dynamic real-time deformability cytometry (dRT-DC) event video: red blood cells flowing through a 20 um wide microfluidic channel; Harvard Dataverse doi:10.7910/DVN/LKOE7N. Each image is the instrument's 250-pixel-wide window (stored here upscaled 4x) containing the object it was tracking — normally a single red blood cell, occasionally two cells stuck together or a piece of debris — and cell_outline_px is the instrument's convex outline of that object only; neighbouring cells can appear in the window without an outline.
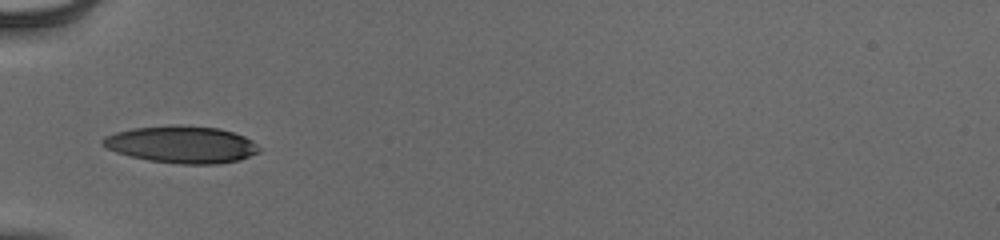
{"species": "human", "species_latin": "Homo sapiens", "temperature_condition": "cold", "stored_images_in_passage": 35, "camera_frame_rate_fps": 3000, "um_per_image_px": 0.085, "donor": {"sex": "male"}, "frame": {"image": 1, "passage_image": 1, "time_ms": 0.0, "image_size_px": [1000, 240], "cell_outline_px": [[264, 148], [260, 152], [240, 160], [216, 164], [180, 164], [148, 160], [116, 152], [100, 144], [100, 140], [104, 136], [116, 132], [132, 128], [176, 124], [180, 124], [220, 128], [244, 136], [252, 140]], "centroid_in_image_um": [15.48, 12.27], "position_along_channel_um": 69.5, "area_um2": 34.22}}
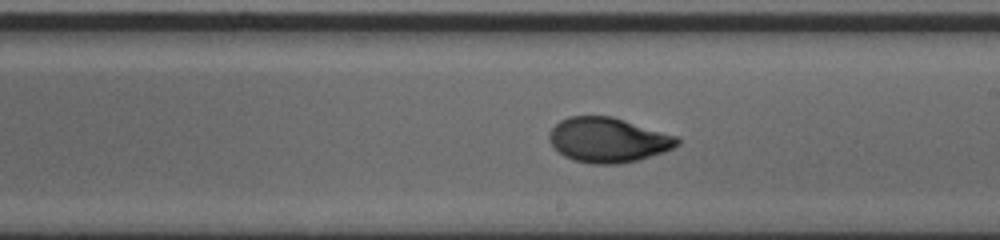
{"frame": {"image": 2, "passage_image": 14, "time_ms": 4.333, "image_size_px": [1000, 240], "cell_outline_px": [[680, 144], [664, 152], [640, 160], [620, 164], [592, 164], [572, 160], [564, 156], [552, 144], [548, 136], [548, 132], [560, 120], [568, 116], [612, 116], [676, 136], [680, 140]], "centroid_in_image_um": [51.68, 11.9], "position_along_channel_um": 237.3, "area_um2": 33.47}}
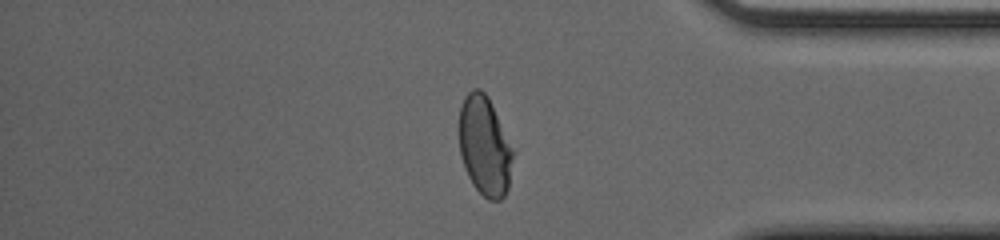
{"frame": {"image": 3, "passage_image": 27, "time_ms": 8.667, "image_size_px": [1000, 240], "cell_outline_px": [[516, 152], [508, 188], [504, 196], [500, 200], [488, 200], [472, 184], [468, 176], [460, 152], [460, 108], [464, 96], [472, 88], [480, 88], [488, 96], [516, 148]], "centroid_in_image_um": [41.26, 12.39], "position_along_channel_um": 393.9, "area_um2": 31.96}, "authors_computed_cell_mechanics": {"area_um2": 32.5414, "velocity_mm_per_s": 3.941, "shape_relaxation_time_tau1_ms": 4.9008, "shape_relaxation_time_tau2_ms": 0.8078, "deformation_change_tau1": 0.2054, "deformation_change_tau2": 0.0439}}